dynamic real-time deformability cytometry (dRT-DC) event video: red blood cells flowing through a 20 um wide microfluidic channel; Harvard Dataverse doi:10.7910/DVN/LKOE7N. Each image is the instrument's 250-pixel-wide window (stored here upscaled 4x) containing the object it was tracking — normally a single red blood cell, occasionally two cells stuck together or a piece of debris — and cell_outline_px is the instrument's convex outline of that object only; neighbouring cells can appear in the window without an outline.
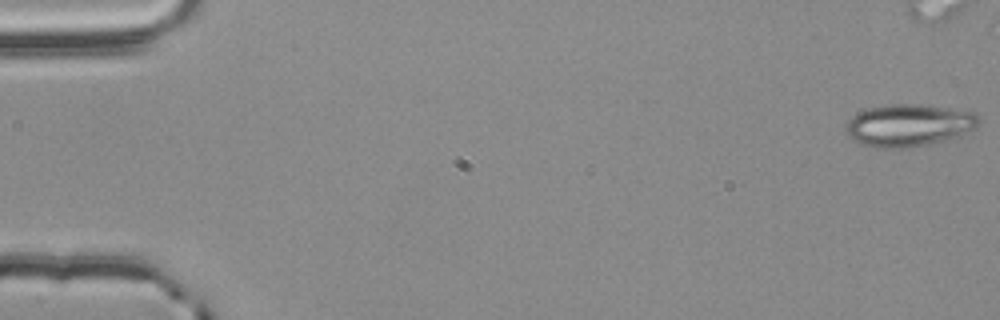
{"species": "common noctule bat (a hibernating species)", "species_latin": "Nyctalus noctula", "temperature_condition": "room temperature", "stored_images_in_passage": 46, "camera_frame_rate_fps": 3000, "um_per_image_px": 0.085, "animal": {"sex": "male", "body_mass_g": 20.4}, "frame": {"image": 1, "passage_image": 1, "time_ms": 0.0, "image_size_px": [1000, 320], "cell_outline_px": [[980, 124], [976, 128], [956, 136], [944, 140], [928, 144], [904, 148], [876, 148], [860, 144], [852, 140], [848, 136], [844, 128], [848, 120], [852, 116], [868, 108], [892, 104], [920, 104], [948, 108], [972, 112], [980, 120]], "centroid_in_image_um": [77.2, 10.65], "position_along_channel_um": 7.8, "area_um2": 32.66}}
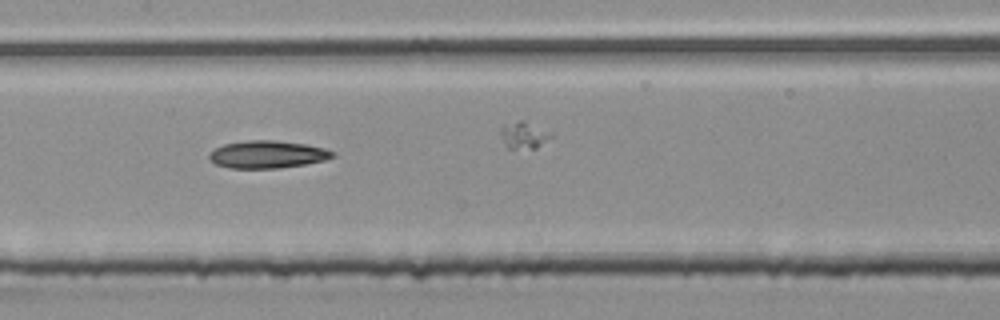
{"frame": {"image": 2, "passage_image": 28, "time_ms": 9.0, "image_size_px": [1000, 320], "cell_outline_px": [[336, 156], [324, 160], [304, 164], [276, 168], [228, 168], [216, 164], [208, 156], [208, 152], [224, 144], [248, 140], [272, 140], [304, 144], [324, 148], [336, 152]], "centroid_in_image_um": [22.73, 13.12], "position_along_channel_um": 184.7, "area_um2": 19.65}}
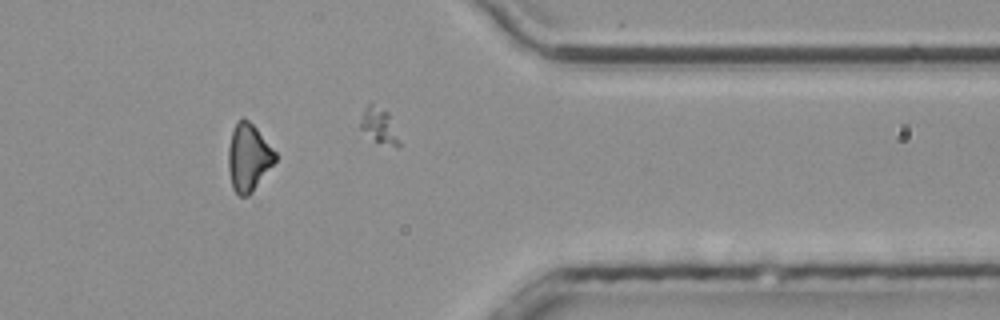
{"frame": {"image": 3, "passage_image": 46, "time_ms": 15.0, "image_size_px": [1000, 320], "cell_outline_px": [[276, 160], [252, 192], [248, 196], [240, 196], [232, 188], [228, 168], [228, 148], [232, 132], [240, 116], [244, 116], [256, 128], [276, 152]], "centroid_in_image_um": [21.11, 13.37], "position_along_channel_um": 390.3, "area_um2": 18.32}}